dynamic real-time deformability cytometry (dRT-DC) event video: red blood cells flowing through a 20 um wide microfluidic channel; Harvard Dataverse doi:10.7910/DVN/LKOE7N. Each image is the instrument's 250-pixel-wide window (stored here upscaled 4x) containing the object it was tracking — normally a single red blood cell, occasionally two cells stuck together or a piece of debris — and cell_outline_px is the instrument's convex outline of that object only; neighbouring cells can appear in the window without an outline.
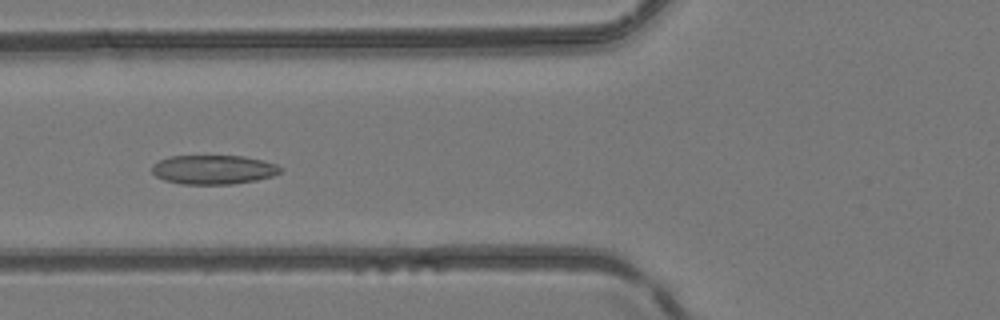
{"species": "common noctule bat (a hibernating species)", "species_latin": "Nyctalus noctula", "temperature_condition": "room temperature", "stored_images_in_passage": 46, "camera_frame_rate_fps": 3000, "um_per_image_px": 0.085, "animal": {"sex": "female", "body_mass_g": 24.6, "forearm_length_mm": 56.2}, "frame": {"image": 1, "passage_image": 17, "time_ms": 5.333, "image_size_px": [1000, 320], "cell_outline_px": [[280, 172], [272, 176], [256, 180], [232, 184], [180, 184], [164, 180], [156, 176], [152, 172], [152, 164], [168, 156], [244, 156], [264, 160], [276, 164], [280, 168]], "centroid_in_image_um": [18.12, 14.41], "position_along_channel_um": 107.7, "area_um2": 21.85}}
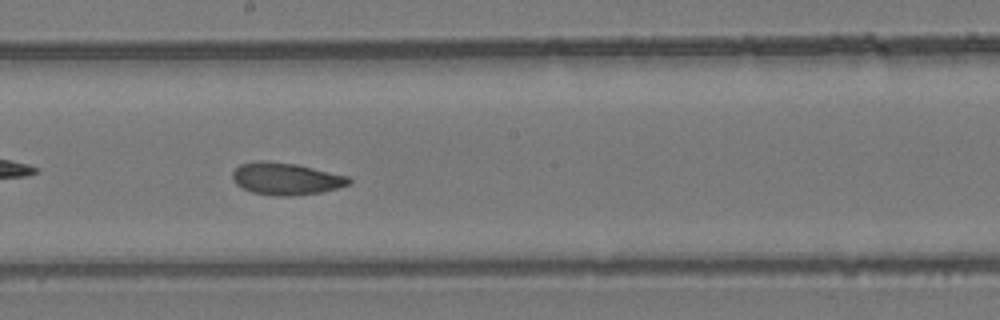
{"frame": {"image": 2, "passage_image": 25, "time_ms": 8.0, "image_size_px": [1000, 320], "cell_outline_px": [[352, 184], [320, 192], [292, 196], [276, 196], [252, 192], [236, 184], [232, 180], [232, 172], [240, 164], [260, 160], [264, 160], [296, 164], [348, 176], [352, 180]], "centroid_in_image_um": [24.3, 15.19], "position_along_channel_um": 223.9, "area_um2": 21.79}}
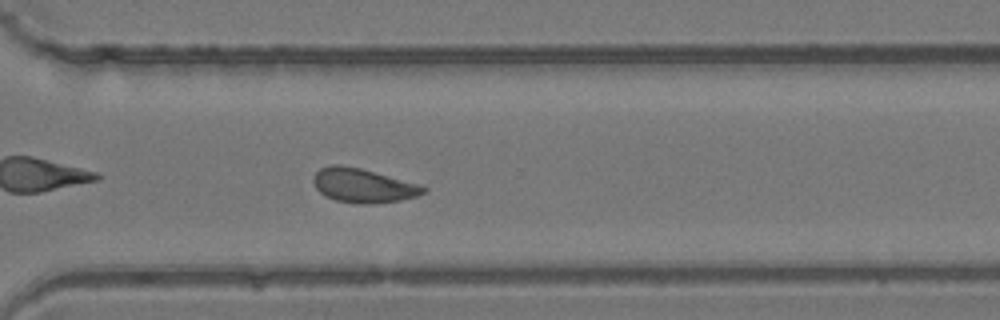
{"frame": {"image": 3, "passage_image": 33, "time_ms": 10.667, "image_size_px": [1000, 320], "cell_outline_px": [[428, 192], [416, 196], [400, 200], [372, 204], [360, 204], [336, 200], [324, 196], [316, 188], [312, 180], [312, 176], [320, 168], [328, 164], [340, 164], [360, 168], [420, 184], [428, 188]], "centroid_in_image_um": [30.85, 15.76], "position_along_channel_um": 339.7, "area_um2": 22.08}}